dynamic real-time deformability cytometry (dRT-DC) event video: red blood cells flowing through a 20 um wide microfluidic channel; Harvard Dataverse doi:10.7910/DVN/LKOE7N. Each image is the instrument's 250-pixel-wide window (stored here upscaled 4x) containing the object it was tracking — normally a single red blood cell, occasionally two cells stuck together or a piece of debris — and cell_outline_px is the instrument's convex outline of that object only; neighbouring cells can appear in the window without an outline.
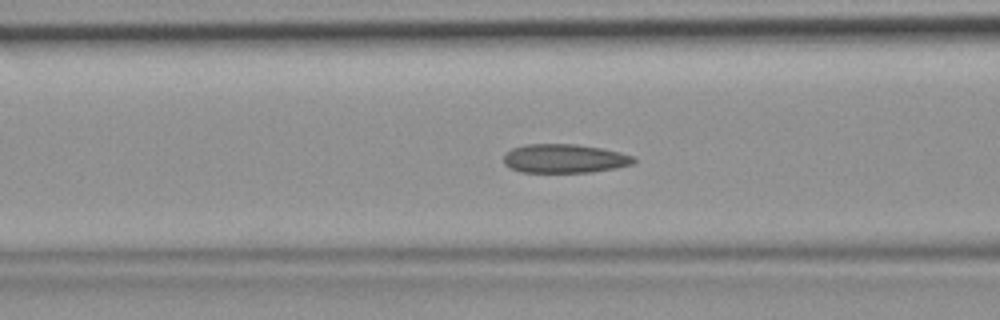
{"species": "common noctule bat (a hibernating species)", "species_latin": "Nyctalus noctula", "temperature_condition": "room temperature", "stored_images_in_passage": 47, "camera_frame_rate_fps": 3000, "um_per_image_px": 0.085, "animal": {"sex": "female", "body_mass_g": 19.9}, "frame": {"image": 1, "passage_image": 19, "time_ms": 6.0, "image_size_px": [1000, 320], "cell_outline_px": [[636, 160], [632, 164], [616, 168], [592, 172], [520, 172], [504, 164], [504, 152], [512, 148], [524, 144], [576, 144], [604, 148], [636, 156]], "centroid_in_image_um": [48.0, 13.47], "position_along_channel_um": 118.6, "area_um2": 22.14}}
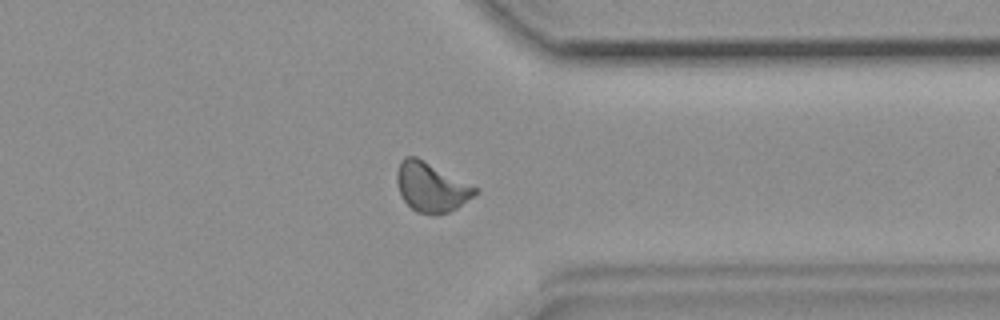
{"frame": {"image": 2, "passage_image": 37, "time_ms": 12.0, "image_size_px": [1000, 320], "cell_outline_px": [[480, 188], [472, 196], [456, 208], [448, 212], [436, 216], [432, 216], [416, 212], [404, 200], [400, 192], [396, 180], [396, 172], [400, 160], [404, 156], [416, 156]], "centroid_in_image_um": [36.64, 15.9], "position_along_channel_um": 374.8, "area_um2": 22.6}}
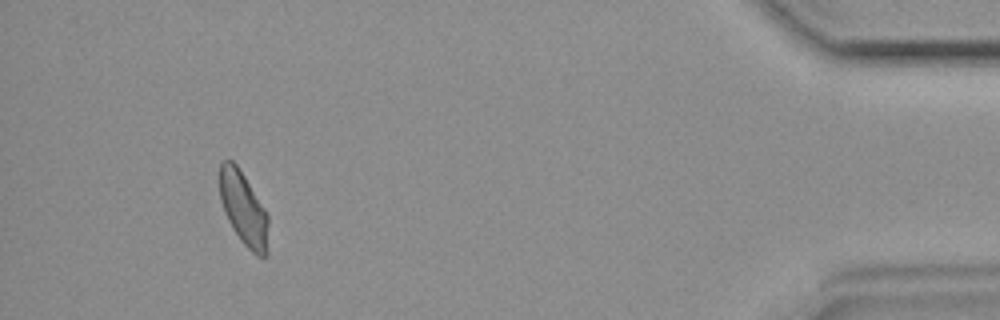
{"frame": {"image": 3, "passage_image": 44, "time_ms": 14.333, "image_size_px": [1000, 320], "cell_outline_px": [[268, 252], [264, 256], [256, 256], [240, 240], [232, 228], [224, 212], [220, 200], [220, 160], [232, 160], [236, 164], [244, 176], [264, 208], [268, 216]], "centroid_in_image_um": [20.7, 17.75], "position_along_channel_um": 414.5, "area_um2": 20.75}}